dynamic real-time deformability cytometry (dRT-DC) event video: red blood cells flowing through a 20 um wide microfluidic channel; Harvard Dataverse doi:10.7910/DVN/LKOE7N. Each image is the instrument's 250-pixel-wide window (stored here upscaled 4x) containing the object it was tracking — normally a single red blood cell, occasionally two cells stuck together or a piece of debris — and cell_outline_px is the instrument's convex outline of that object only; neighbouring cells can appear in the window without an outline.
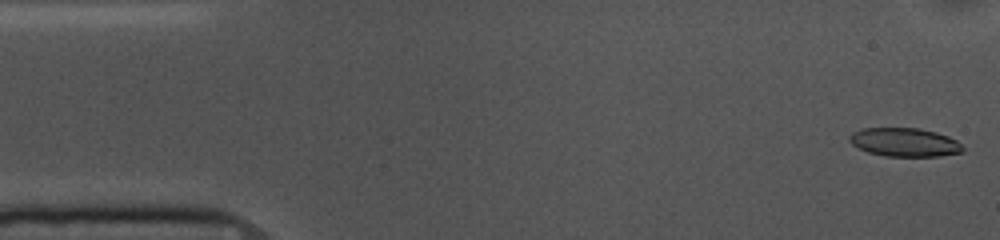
{"species": "common noctule bat (a hibernating species)", "species_latin": "Nyctalus noctula", "temperature_condition": "cold", "stored_images_in_passage": 53, "camera_frame_rate_fps": 3000, "um_per_image_px": 0.085, "animal": {"sex": "female", "body_mass_g": 10.0, "forearm_length_mm": 53.1}, "frame": {"image": 1, "passage_image": 1, "time_ms": 0.0, "image_size_px": [1000, 240], "cell_outline_px": [[964, 152], [940, 156], [884, 156], [868, 152], [852, 144], [848, 140], [848, 136], [852, 132], [864, 128], [916, 128], [936, 132], [948, 136], [956, 140], [964, 148]], "centroid_in_image_um": [76.89, 12.09], "position_along_channel_um": 8.1, "area_um2": 18.9}}
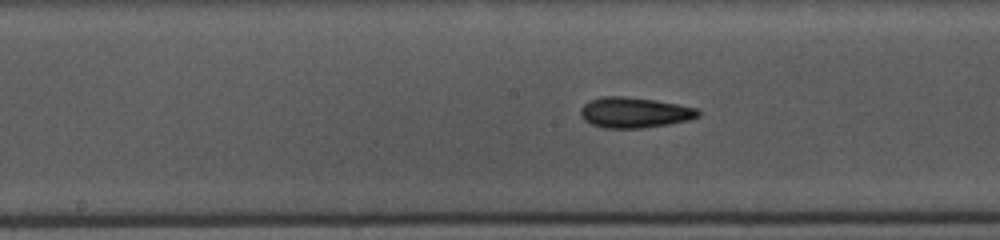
{"frame": {"image": 2, "passage_image": 25, "time_ms": 8.0, "image_size_px": [1000, 240], "cell_outline_px": [[700, 116], [688, 120], [668, 124], [640, 128], [604, 128], [592, 124], [584, 120], [580, 116], [580, 108], [588, 100], [604, 96], [624, 96], [656, 100], [696, 108], [700, 112]], "centroid_in_image_um": [53.89, 9.56], "position_along_channel_um": 194.3, "area_um2": 20.92}}
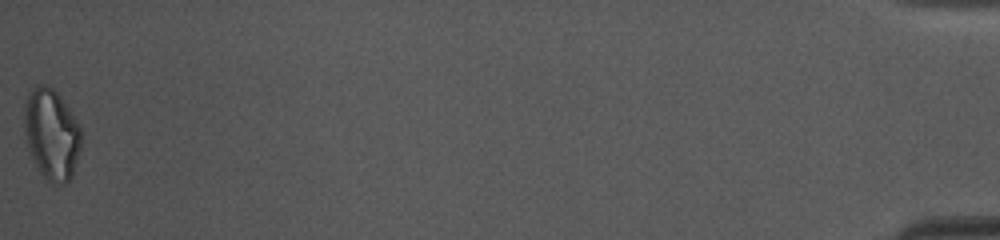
{"frame": {"image": 3, "passage_image": 53, "time_ms": 17.333, "image_size_px": [1000, 240], "cell_outline_px": [[80, 152], [72, 176], [64, 184], [52, 184], [40, 172], [32, 156], [28, 144], [24, 128], [24, 104], [28, 92], [36, 84], [44, 84], [52, 88], [60, 96], [68, 108], [80, 128]], "centroid_in_image_um": [4.37, 11.39], "position_along_channel_um": 430.8, "area_um2": 29.82}, "authors_computed_cell_mechanics": {"area_um2": 20.1144, "velocity_mm_per_s": 3.6696, "shape_relaxation_time_tau1_ms": 4.2138, "shape_relaxation_time_tau2_ms": 2.8927, "deformation_change_tau1": 0.1418, "deformation_change_tau2": 0.1167}}